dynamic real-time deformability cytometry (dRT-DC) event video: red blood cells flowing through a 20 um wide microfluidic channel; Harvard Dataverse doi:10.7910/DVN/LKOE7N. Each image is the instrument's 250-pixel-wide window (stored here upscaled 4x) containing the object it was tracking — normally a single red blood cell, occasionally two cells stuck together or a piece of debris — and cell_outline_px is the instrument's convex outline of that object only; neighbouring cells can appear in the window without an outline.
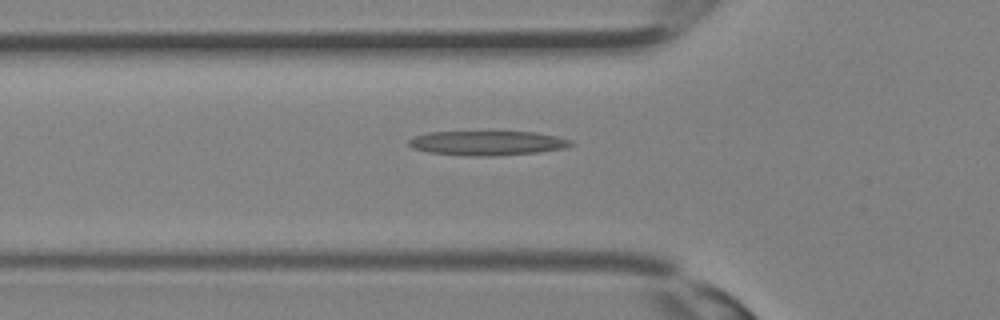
{"species": "Egyptian fruit bat (a non-hibernating species)", "species_latin": "Rousettus aegyptiacus", "temperature_condition": "room temperature", "stored_images_in_passage": 32, "camera_frame_rate_fps": 3000, "um_per_image_px": 0.085, "animal": {"sex": "female"}, "frame": {"image": 1, "passage_image": 11, "time_ms": 3.333, "image_size_px": [1000, 320], "cell_outline_px": [[576, 144], [564, 148], [540, 152], [496, 156], [468, 156], [428, 152], [412, 148], [408, 144], [408, 140], [412, 136], [428, 132], [536, 132], [556, 136], [572, 140]], "centroid_in_image_um": [41.42, 12.16], "position_along_channel_um": 84.4, "area_um2": 23.35}}
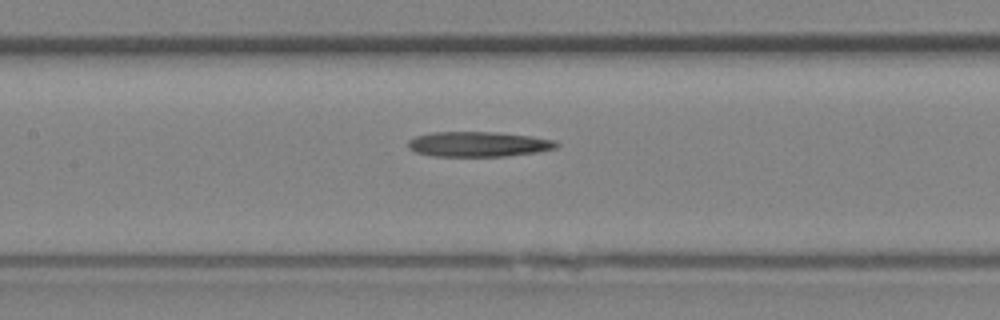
{"frame": {"image": 2, "passage_image": 15, "time_ms": 4.667, "image_size_px": [1000, 320], "cell_outline_px": [[560, 144], [556, 148], [536, 152], [504, 156], [432, 156], [416, 152], [408, 148], [408, 140], [416, 136], [432, 132], [492, 132], [532, 136], [556, 140]], "centroid_in_image_um": [40.66, 12.25], "position_along_channel_um": 166.7, "area_um2": 21.68}}
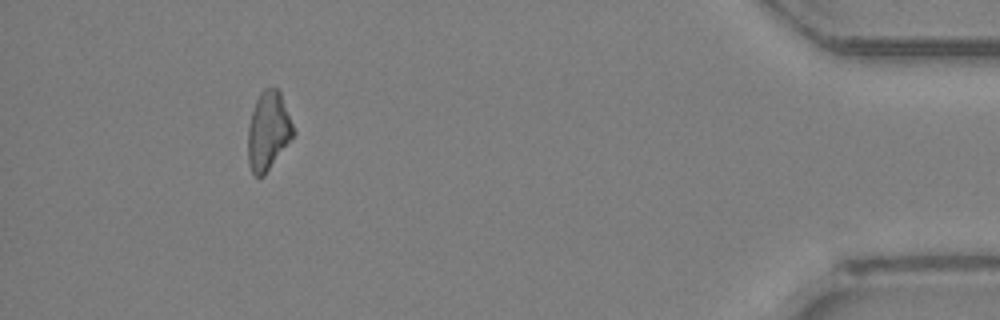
{"frame": {"image": 3, "passage_image": 30, "time_ms": 9.667, "image_size_px": [1000, 320], "cell_outline_px": [[296, 132], [264, 176], [256, 176], [252, 172], [248, 164], [248, 124], [256, 100], [260, 92], [264, 88], [276, 88], [280, 92]], "centroid_in_image_um": [22.79, 11.13], "position_along_channel_um": 412.4, "area_um2": 20.63}}